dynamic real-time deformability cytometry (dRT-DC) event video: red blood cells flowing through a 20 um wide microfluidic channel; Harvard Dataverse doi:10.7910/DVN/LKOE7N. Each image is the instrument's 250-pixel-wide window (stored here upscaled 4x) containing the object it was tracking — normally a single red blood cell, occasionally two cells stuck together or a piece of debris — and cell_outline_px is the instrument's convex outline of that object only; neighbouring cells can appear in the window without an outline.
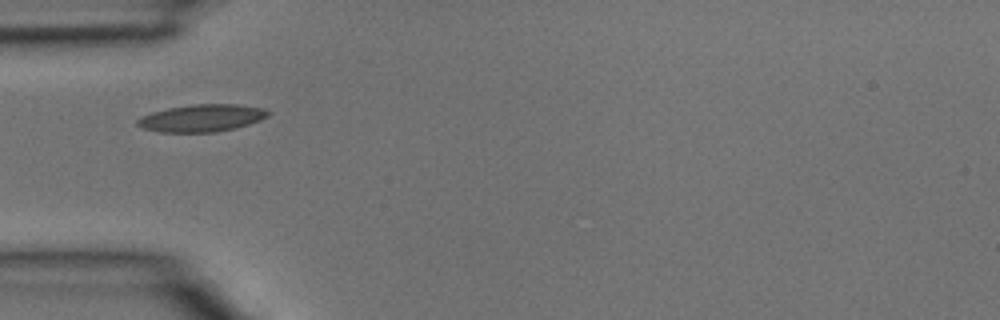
{"species": "common noctule bat (a hibernating species)", "species_latin": "Nyctalus noctula", "temperature_condition": "room temperature", "stored_images_in_passage": 2, "camera_frame_rate_fps": 3000, "um_per_image_px": 0.085, "animal": {"sex": "male", "body_mass_g": 15.6}, "frame": {"image": 1, "passage_image": 1, "time_ms": 0.0, "image_size_px": [1000, 320], "cell_outline_px": [[268, 116], [260, 120], [236, 128], [212, 132], [160, 132], [144, 128], [136, 124], [136, 120], [152, 112], [168, 108], [192, 104], [236, 104], [264, 108], [268, 112]], "centroid_in_image_um": [17.15, 10.03], "position_along_channel_um": 67.8, "area_um2": 20.58}}